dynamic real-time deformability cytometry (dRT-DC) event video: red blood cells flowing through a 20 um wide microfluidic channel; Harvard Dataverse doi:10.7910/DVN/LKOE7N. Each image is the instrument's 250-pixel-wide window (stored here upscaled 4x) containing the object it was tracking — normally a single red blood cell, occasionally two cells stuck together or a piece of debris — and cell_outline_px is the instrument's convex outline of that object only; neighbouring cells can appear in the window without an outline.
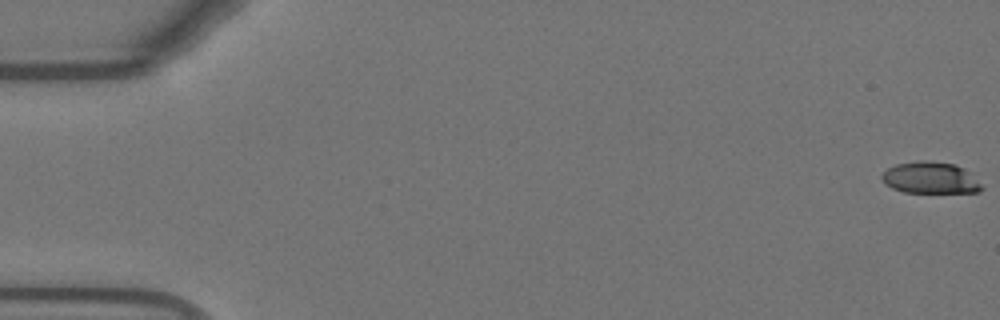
{"species": "Egyptian fruit bat (a non-hibernating species)", "species_latin": "Rousettus aegyptiacus", "temperature_condition": "warm", "stored_images_in_passage": 55, "camera_frame_rate_fps": 3000, "um_per_image_px": 0.085, "animal": {"sex": "female"}, "frame": {"image": 1, "passage_image": 1, "time_ms": 0.0, "image_size_px": [1000, 320], "cell_outline_px": [[984, 188], [980, 192], [904, 192], [892, 188], [884, 184], [880, 176], [888, 168], [896, 164], [924, 160], [956, 164], [964, 168]], "centroid_in_image_um": [79.05, 15.11], "position_along_channel_um": 5.9, "area_um2": 18.26}}
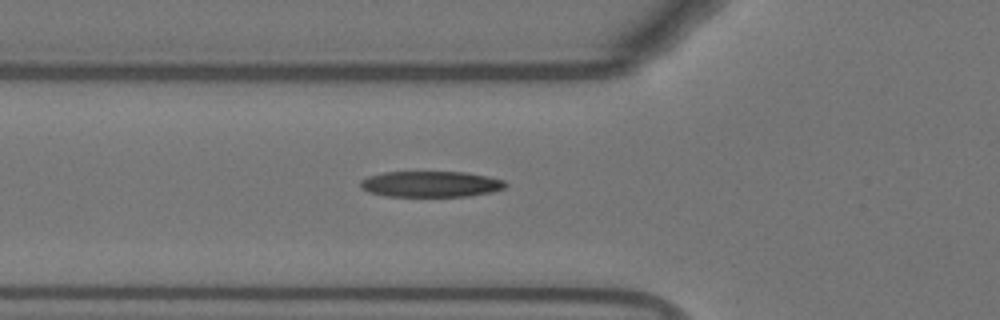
{"frame": {"image": 2, "passage_image": 20, "time_ms": 6.333, "image_size_px": [1000, 320], "cell_outline_px": [[508, 184], [504, 188], [492, 192], [468, 196], [384, 196], [368, 192], [360, 188], [360, 180], [368, 176], [384, 172], [464, 172], [504, 180]], "centroid_in_image_um": [36.57, 15.65], "position_along_channel_um": 89.2, "area_um2": 21.91}}
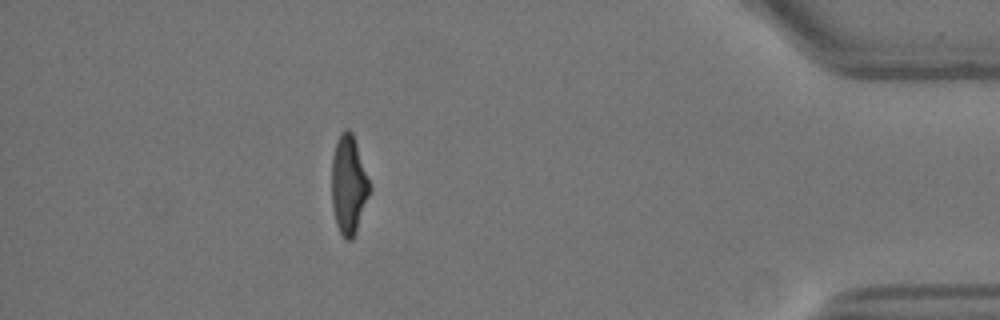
{"frame": {"image": 3, "passage_image": 49, "time_ms": 16.0, "image_size_px": [1000, 320], "cell_outline_px": [[372, 188], [356, 232], [352, 240], [344, 240], [336, 224], [332, 208], [332, 156], [336, 140], [340, 132], [344, 128], [348, 128], [352, 132]], "centroid_in_image_um": [29.63, 15.71], "position_along_channel_um": 405.6, "area_um2": 22.08}, "authors_computed_cell_mechanics": {"area_um2": 22.0218, "velocity_mm_per_s": 3.7661, "shape_relaxation_time_tau1_ms": 3.2926, "shape_relaxation_time_tau2_ms": 1.382, "deformation_change_tau1": 0.2009, "deformation_change_tau2": 0.1016}}